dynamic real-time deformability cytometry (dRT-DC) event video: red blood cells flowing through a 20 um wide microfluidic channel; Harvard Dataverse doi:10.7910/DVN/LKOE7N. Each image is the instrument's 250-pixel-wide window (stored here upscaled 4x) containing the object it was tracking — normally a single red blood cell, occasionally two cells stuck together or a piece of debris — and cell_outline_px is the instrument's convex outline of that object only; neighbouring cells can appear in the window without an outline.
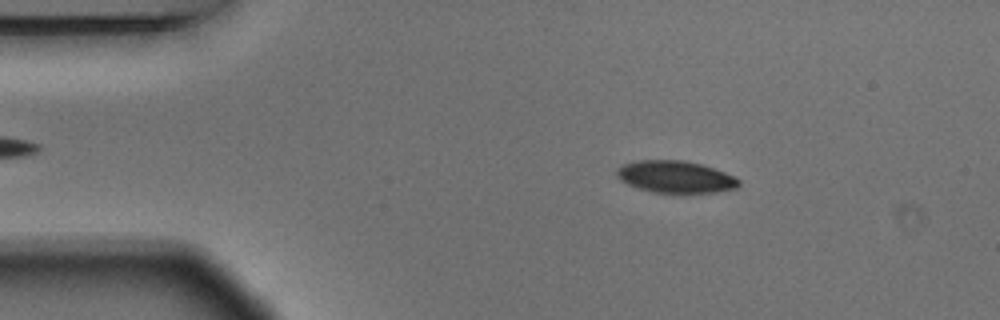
{"species": "Egyptian fruit bat (a non-hibernating species)", "species_latin": "Rousettus aegyptiacus", "temperature_condition": "warm", "stored_images_in_passage": 53, "camera_frame_rate_fps": 3000, "um_per_image_px": 0.085, "animal": {"sex": "male"}, "frame": {"image": 1, "passage_image": 8, "time_ms": 2.333, "image_size_px": [1000, 320], "cell_outline_px": [[740, 184], [736, 188], [716, 192], [652, 192], [628, 184], [620, 180], [616, 176], [616, 168], [620, 164], [640, 160], [684, 160], [700, 164], [724, 172], [740, 180]], "centroid_in_image_um": [57.37, 15.02], "position_along_channel_um": 27.6, "area_um2": 22.6}}
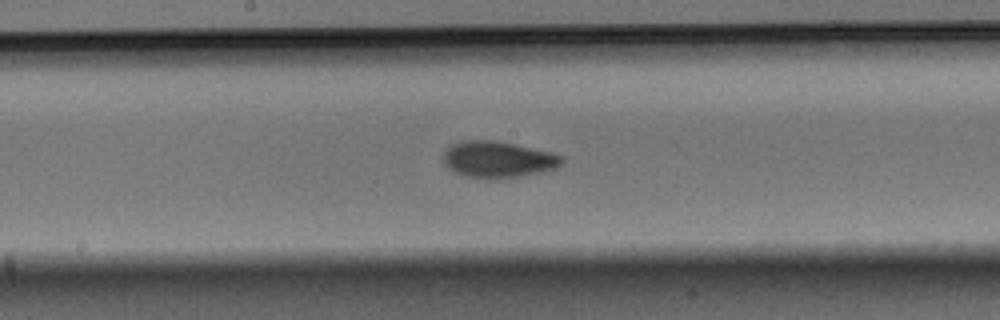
{"frame": {"image": 2, "passage_image": 27, "time_ms": 8.667, "image_size_px": [1000, 320], "cell_outline_px": [[564, 160], [556, 168], [544, 172], [520, 176], [492, 180], [468, 176], [456, 172], [448, 168], [444, 164], [444, 152], [452, 144], [460, 140], [492, 140], [552, 152], [564, 156]], "centroid_in_image_um": [42.35, 13.56], "position_along_channel_um": 205.9, "area_um2": 25.2}}
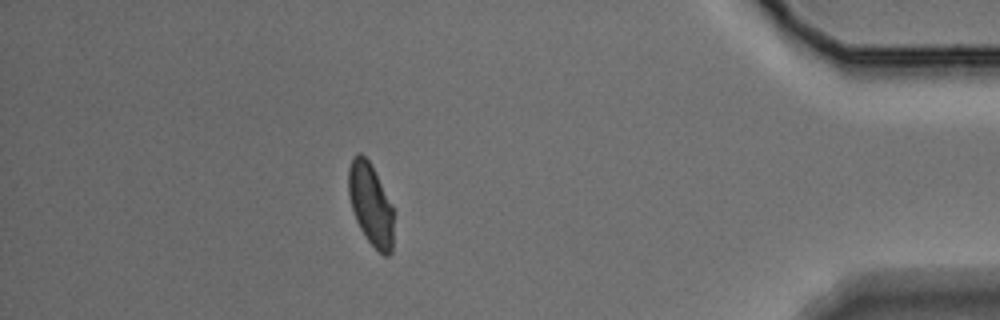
{"frame": {"image": 3, "passage_image": 47, "time_ms": 15.333, "image_size_px": [1000, 320], "cell_outline_px": [[392, 252], [388, 256], [384, 256], [368, 240], [360, 228], [356, 220], [348, 196], [348, 168], [352, 160], [360, 152], [368, 160], [392, 204]], "centroid_in_image_um": [31.49, 17.38], "position_along_channel_um": 403.7, "area_um2": 21.1}, "authors_computed_cell_mechanics": {"area_um2": 23.1778, "velocity_mm_per_s": 3.6663, "shape_relaxation_time_tau1_ms": 4.6568, "shape_relaxation_time_tau2_ms": 2.5248, "deformation_change_tau1": 0.1257, "deformation_change_tau2": 0.0614}}